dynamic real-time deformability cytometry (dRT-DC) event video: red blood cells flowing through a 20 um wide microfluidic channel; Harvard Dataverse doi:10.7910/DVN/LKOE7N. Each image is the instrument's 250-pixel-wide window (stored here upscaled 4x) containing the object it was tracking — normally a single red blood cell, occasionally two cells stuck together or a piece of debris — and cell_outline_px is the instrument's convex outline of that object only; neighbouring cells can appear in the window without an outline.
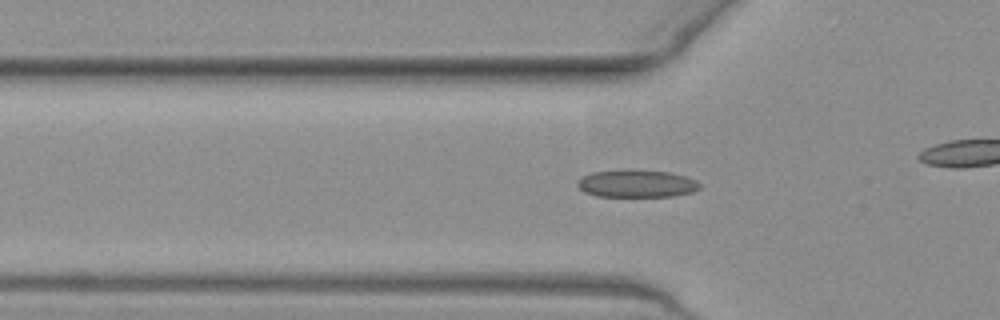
{"species": "common noctule bat (a hibernating species)", "species_latin": "Nyctalus noctula", "temperature_condition": "warm", "stored_images_in_passage": 40, "camera_frame_rate_fps": 3000, "um_per_image_px": 0.085, "animal": {"sex": "female", "body_mass_g": 19.3, "forearm_length_mm": 54.1}, "frame": {"image": 1, "passage_image": 16, "time_ms": 5.0, "image_size_px": [1000, 320], "cell_outline_px": [[700, 188], [692, 192], [672, 196], [596, 196], [584, 192], [576, 184], [584, 176], [592, 172], [628, 168], [668, 172], [684, 176], [696, 180], [700, 184]], "centroid_in_image_um": [54.11, 15.59], "position_along_channel_um": 71.7, "area_um2": 19.71}}
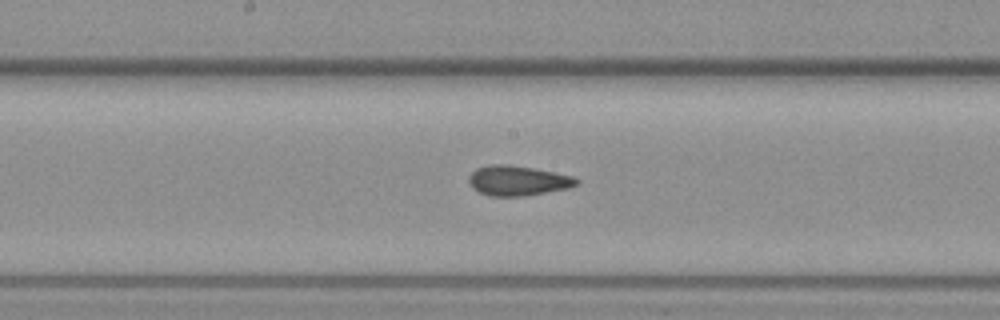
{"frame": {"image": 2, "passage_image": 26, "time_ms": 8.333, "image_size_px": [1000, 320], "cell_outline_px": [[580, 180], [576, 184], [568, 188], [524, 196], [492, 196], [480, 192], [472, 188], [468, 180], [468, 176], [476, 168], [492, 164], [508, 164], [532, 168], [572, 176]], "centroid_in_image_um": [43.97, 15.35], "position_along_channel_um": 204.2, "area_um2": 18.61}}
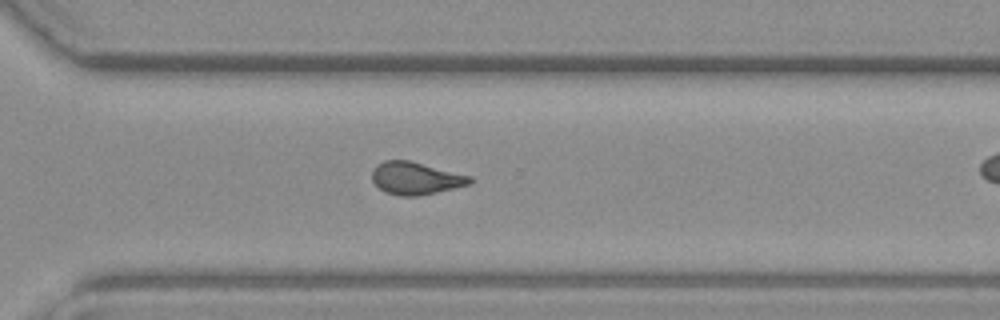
{"frame": {"image": 3, "passage_image": 36, "time_ms": 11.667, "image_size_px": [1000, 320], "cell_outline_px": [[472, 180], [468, 184], [420, 196], [400, 196], [384, 192], [372, 180], [372, 168], [376, 164], [384, 160], [408, 160], [472, 176]], "centroid_in_image_um": [35.28, 15.14], "position_along_channel_um": 335.3, "area_um2": 18.44}}